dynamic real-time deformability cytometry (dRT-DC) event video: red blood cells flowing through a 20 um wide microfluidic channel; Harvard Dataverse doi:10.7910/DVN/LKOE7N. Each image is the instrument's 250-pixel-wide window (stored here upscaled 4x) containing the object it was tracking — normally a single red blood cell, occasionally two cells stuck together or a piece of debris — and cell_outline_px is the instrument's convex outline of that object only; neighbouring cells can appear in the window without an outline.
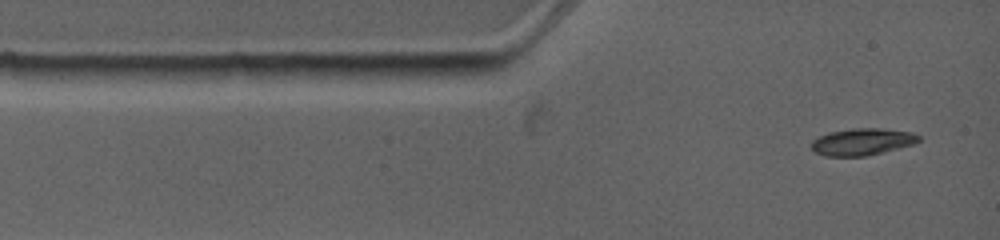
{"species": "common noctule bat (a hibernating species)", "species_latin": "Nyctalus noctula", "temperature_condition": "warm", "stored_images_in_passage": 6, "camera_frame_rate_fps": 4500, "um_per_image_px": 0.085, "animal": {"sex": "female", "body_mass_g": 19.0, "forearm_length_mm": 53.3}, "frame": {"image": 1, "passage_image": 1, "time_ms": 0.0, "image_size_px": [1000, 240], "cell_outline_px": [[920, 140], [912, 144], [864, 156], [824, 156], [816, 152], [812, 148], [812, 140], [828, 132], [852, 128], [880, 128], [912, 132], [920, 136]], "centroid_in_image_um": [73.26, 12.04], "position_along_channel_um": 11.7, "area_um2": 16.59}}
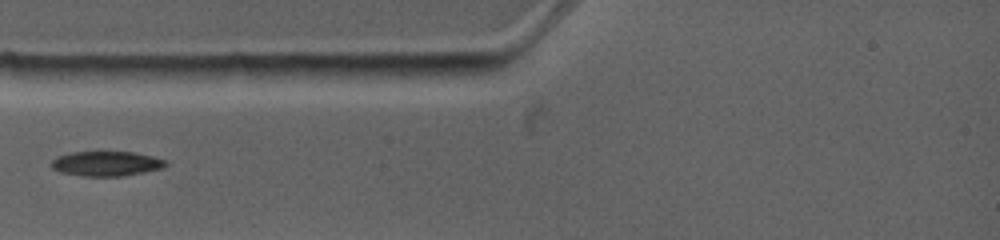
{"frame": {"image": 2, "passage_image": 4, "time_ms": 2.444, "image_size_px": [1000, 240], "cell_outline_px": [[168, 164], [160, 168], [144, 172], [120, 176], [84, 176], [60, 172], [52, 168], [52, 160], [56, 156], [72, 152], [132, 152], [152, 156], [164, 160]], "centroid_in_image_um": [9.0, 13.9], "position_along_channel_um": 76.0, "area_um2": 16.3}}
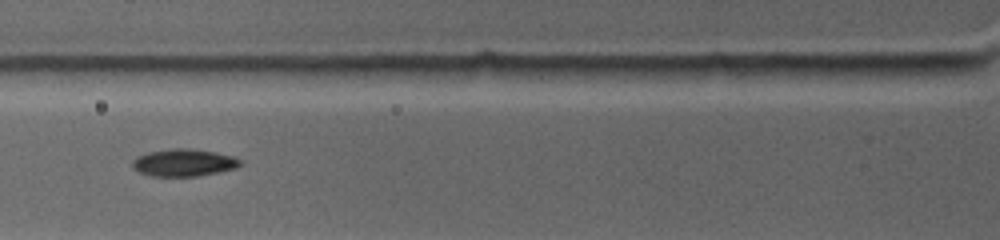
{"frame": {"image": 3, "passage_image": 5, "time_ms": 3.333, "image_size_px": [1000, 240], "cell_outline_px": [[244, 164], [236, 168], [220, 172], [196, 176], [152, 176], [140, 172], [132, 168], [132, 160], [136, 156], [148, 152], [172, 148], [184, 148], [216, 152], [232, 156], [240, 160]], "centroid_in_image_um": [15.62, 13.82], "position_along_channel_um": 110.2, "area_um2": 17.22}}